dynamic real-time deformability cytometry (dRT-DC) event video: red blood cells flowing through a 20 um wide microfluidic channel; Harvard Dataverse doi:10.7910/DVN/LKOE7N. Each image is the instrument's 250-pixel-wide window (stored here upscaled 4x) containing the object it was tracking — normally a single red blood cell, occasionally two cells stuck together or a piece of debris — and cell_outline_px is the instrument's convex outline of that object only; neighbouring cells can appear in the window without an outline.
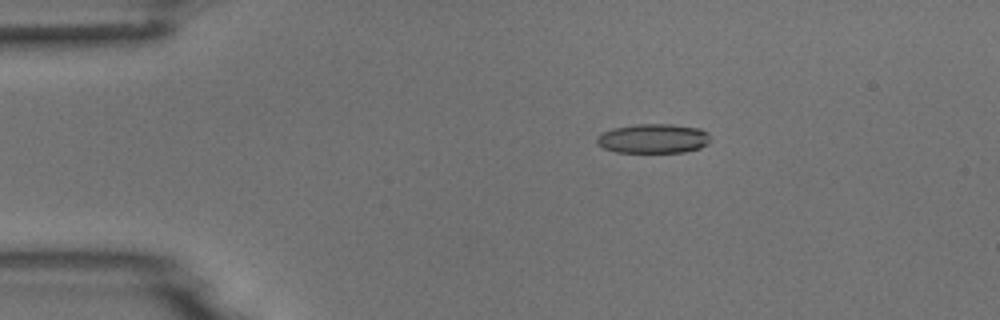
{"species": "common noctule bat (a hibernating species)", "species_latin": "Nyctalus noctula", "temperature_condition": "room temperature", "stored_images_in_passage": 5, "camera_frame_rate_fps": 3000, "um_per_image_px": 0.085, "animal": {"sex": "male", "body_mass_g": 18.8}, "frame": {"image": 1, "passage_image": 3, "time_ms": 0.667, "image_size_px": [1000, 320], "cell_outline_px": [[708, 144], [700, 148], [684, 152], [616, 152], [604, 148], [596, 144], [596, 136], [612, 128], [636, 124], [672, 124], [700, 128], [708, 132]], "centroid_in_image_um": [55.51, 11.77], "position_along_channel_um": 29.5, "area_um2": 19.54}}